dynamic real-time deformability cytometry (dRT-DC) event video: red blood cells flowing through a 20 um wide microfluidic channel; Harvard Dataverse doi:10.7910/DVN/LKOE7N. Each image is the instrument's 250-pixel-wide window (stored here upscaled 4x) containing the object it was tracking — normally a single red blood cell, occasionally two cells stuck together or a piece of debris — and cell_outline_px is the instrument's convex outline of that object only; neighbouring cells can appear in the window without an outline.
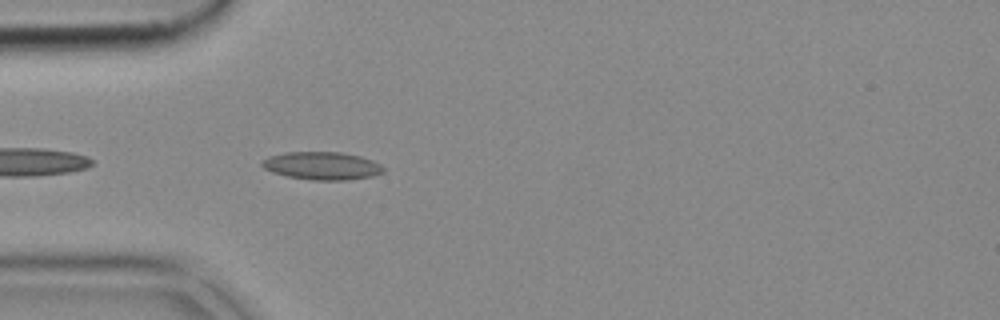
{"species": "common noctule bat (a hibernating species)", "species_latin": "Nyctalus noctula", "temperature_condition": "cold", "stored_images_in_passage": 9, "camera_frame_rate_fps": 3000, "um_per_image_px": 0.085, "animal": {"sex": "female", "body_mass_g": 18.4}, "frame": {"image": 1, "passage_image": 3, "time_ms": 0.667, "image_size_px": [1000, 320], "cell_outline_px": [[384, 172], [372, 176], [348, 180], [312, 180], [288, 176], [272, 172], [264, 168], [260, 164], [268, 156], [284, 152], [340, 152], [360, 156], [372, 160], [380, 164], [384, 168]], "centroid_in_image_um": [27.37, 14.09], "position_along_channel_um": 57.6, "area_um2": 19.71}}